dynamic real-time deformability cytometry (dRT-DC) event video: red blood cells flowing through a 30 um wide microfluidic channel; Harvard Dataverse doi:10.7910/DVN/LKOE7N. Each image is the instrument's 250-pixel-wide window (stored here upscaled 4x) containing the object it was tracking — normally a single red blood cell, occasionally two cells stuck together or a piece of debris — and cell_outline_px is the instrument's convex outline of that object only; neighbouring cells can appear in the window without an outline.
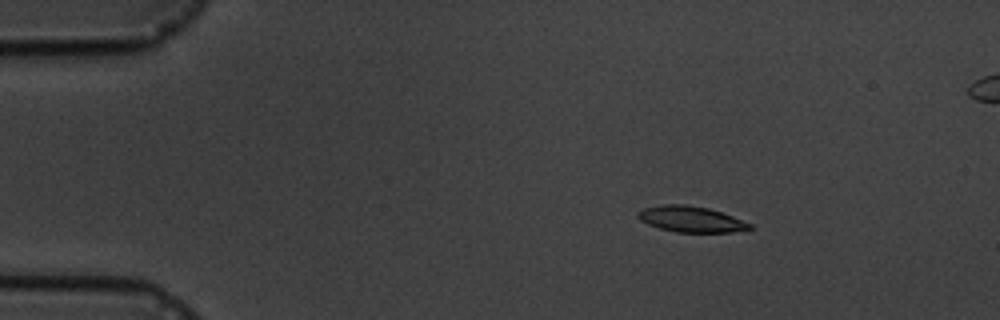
{"species": "common noctule bat (a hibernating species)", "species_latin": "Nyctalus noctula", "temperature_condition": "cold", "stored_images_in_passage": 18, "segment_of_instrument_passage": [1, 2], "camera_frame_rate_fps": 3000, "um_per_image_px": 0.085, "animal": {"sex": "male", "body_mass_g": 19.5, "forearm_length_mm": 54.6}, "frame": {"image": 1, "passage_image": 3, "time_ms": 2.333, "image_size_px": [1000, 320], "cell_outline_px": [[756, 228], [732, 232], [676, 232], [660, 228], [648, 224], [640, 220], [636, 216], [636, 212], [644, 208], [664, 204], [684, 204], [708, 208], [732, 216], [752, 224]], "centroid_in_image_um": [58.73, 18.63], "position_along_channel_um": 26.3, "area_um2": 16.88}}
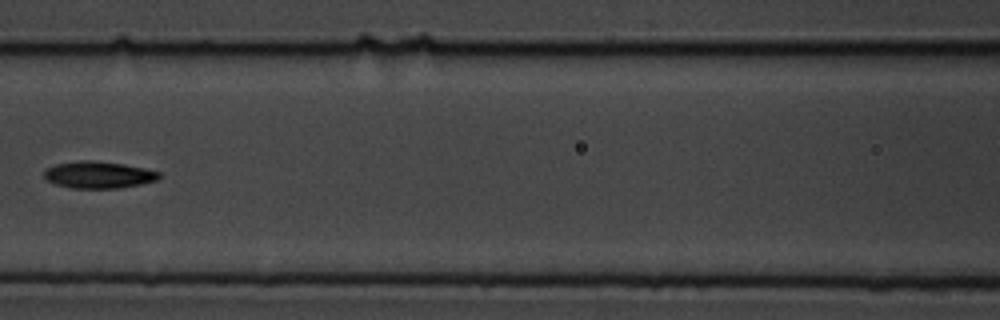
{"frame": {"image": 2, "passage_image": 8, "time_ms": 8.0, "image_size_px": [1000, 320], "cell_outline_px": [[160, 176], [156, 180], [140, 184], [116, 188], [72, 188], [56, 184], [48, 180], [44, 176], [44, 172], [48, 168], [56, 164], [80, 160], [92, 160], [124, 164], [144, 168], [160, 172]], "centroid_in_image_um": [8.38, 14.85], "position_along_channel_um": 158.2, "area_um2": 17.8}}
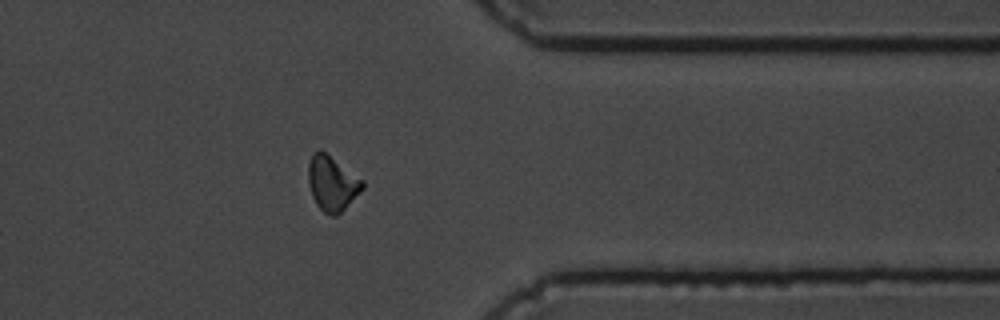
{"frame": {"image": 3, "passage_image": 14, "time_ms": 14.667, "image_size_px": [1000, 320], "cell_outline_px": [[364, 188], [336, 216], [332, 216], [324, 212], [316, 204], [312, 196], [308, 184], [308, 164], [312, 152], [320, 148], [364, 180]], "centroid_in_image_um": [28.21, 15.55], "position_along_channel_um": 383.2, "area_um2": 17.4}}